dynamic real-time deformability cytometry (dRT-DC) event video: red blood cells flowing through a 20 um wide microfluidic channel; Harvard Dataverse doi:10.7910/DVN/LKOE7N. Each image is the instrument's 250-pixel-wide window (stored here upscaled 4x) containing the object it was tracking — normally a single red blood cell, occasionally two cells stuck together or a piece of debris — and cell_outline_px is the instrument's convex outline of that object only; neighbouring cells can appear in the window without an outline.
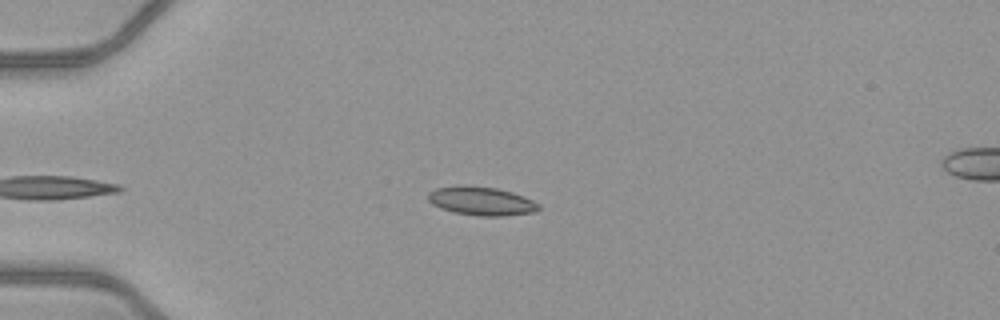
{"species": "common noctule bat (a hibernating species)", "species_latin": "Nyctalus noctula", "temperature_condition": "warm", "stored_images_in_passage": 36, "camera_frame_rate_fps": 3000, "um_per_image_px": 0.085, "animal": {"sex": "female", "body_mass_g": 21.9}, "frame": {"image": 1, "passage_image": 3, "time_ms": 0.667, "image_size_px": [1000, 320], "cell_outline_px": [[540, 208], [536, 212], [504, 216], [480, 216], [452, 212], [440, 208], [432, 204], [428, 200], [428, 192], [436, 188], [460, 184], [496, 188], [512, 192], [524, 196], [540, 204]], "centroid_in_image_um": [40.91, 17.08], "position_along_channel_um": 44.1, "area_um2": 18.73}}
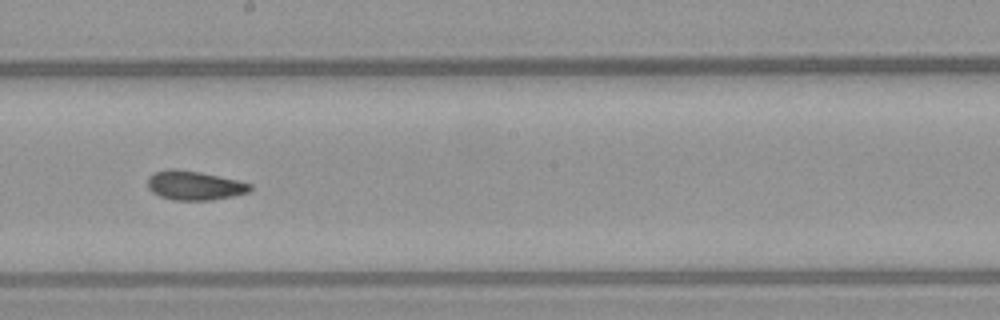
{"frame": {"image": 2, "passage_image": 19, "time_ms": 6.0, "image_size_px": [1000, 320], "cell_outline_px": [[252, 188], [248, 192], [232, 196], [212, 200], [172, 200], [160, 196], [152, 192], [148, 188], [148, 176], [156, 172], [168, 168], [176, 168], [200, 172], [236, 180], [252, 184]], "centroid_in_image_um": [16.5, 15.76], "position_along_channel_um": 231.7, "area_um2": 17.4}}
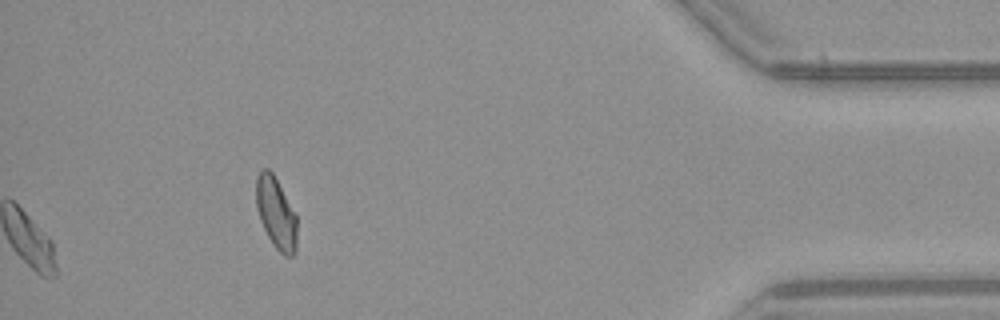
{"frame": {"image": 3, "passage_image": 36, "time_ms": 11.667, "image_size_px": [1000, 320], "cell_outline_px": [[296, 252], [292, 256], [284, 256], [272, 244], [260, 220], [256, 208], [256, 176], [260, 168], [268, 168], [272, 172], [296, 216]], "centroid_in_image_um": [23.43, 18.11], "position_along_channel_um": 411.8, "area_um2": 16.88}, "authors_computed_cell_mechanics": {"area_um2": 17.2533, "velocity_mm_per_s": 4.101, "shape_relaxation_time_tau1_ms": 3.2931, "shape_relaxation_time_tau2_ms": 1.7005, "deformation_change_tau1": 0.1069, "deformation_change_tau2": 0.0799}}